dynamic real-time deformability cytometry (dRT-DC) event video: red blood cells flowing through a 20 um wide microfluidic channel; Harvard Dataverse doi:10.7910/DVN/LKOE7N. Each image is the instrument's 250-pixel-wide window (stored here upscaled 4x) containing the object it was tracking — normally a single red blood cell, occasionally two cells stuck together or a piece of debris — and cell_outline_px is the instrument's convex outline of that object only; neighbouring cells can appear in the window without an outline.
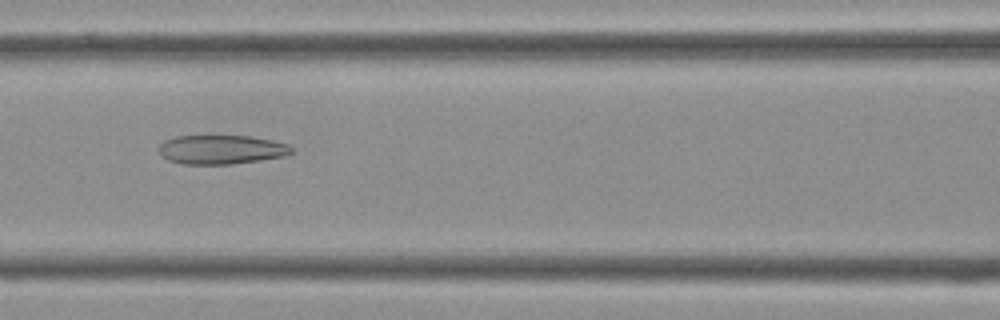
{"species": "Egyptian fruit bat (a non-hibernating species)", "species_latin": "Rousettus aegyptiacus", "temperature_condition": "cold", "stored_images_in_passage": 29, "camera_frame_rate_fps": 3000, "um_per_image_px": 0.085, "frame": {"image": 1, "passage_image": 6, "time_ms": 1.667, "image_size_px": [1000, 320], "cell_outline_px": [[292, 152], [284, 156], [232, 164], [184, 164], [168, 160], [160, 152], [160, 144], [164, 140], [176, 136], [252, 136], [272, 140], [288, 144], [292, 148]], "centroid_in_image_um": [18.82, 12.71], "position_along_channel_um": 147.8, "area_um2": 22.31}}
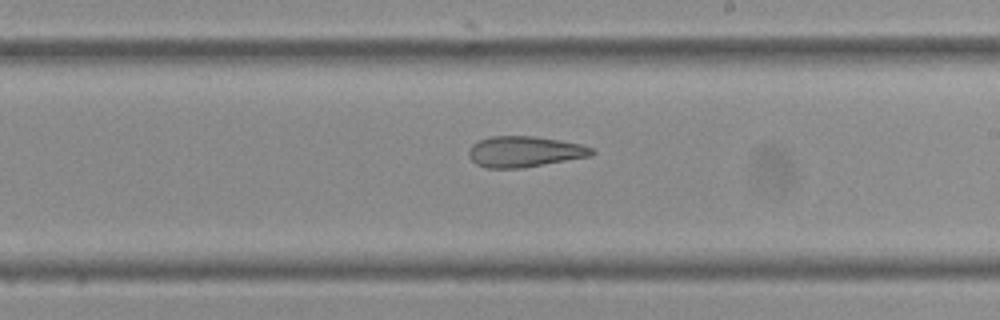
{"frame": {"image": 2, "passage_image": 12, "time_ms": 3.667, "image_size_px": [1000, 320], "cell_outline_px": [[596, 152], [592, 156], [524, 168], [488, 168], [476, 164], [468, 156], [468, 148], [472, 144], [480, 140], [492, 136], [532, 136], [584, 144], [592, 148]], "centroid_in_image_um": [44.6, 12.89], "position_along_channel_um": 244.4, "area_um2": 22.31}}
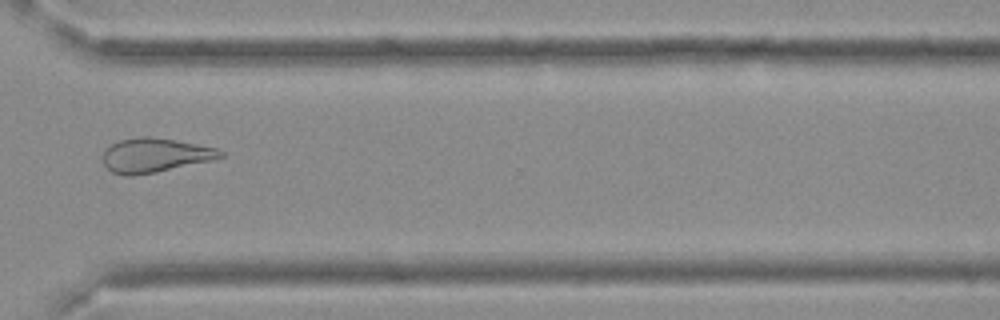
{"frame": {"image": 3, "passage_image": 19, "time_ms": 6.0, "image_size_px": [1000, 320], "cell_outline_px": [[224, 156], [212, 160], [156, 172], [132, 176], [124, 176], [112, 172], [104, 164], [104, 152], [112, 144], [120, 140], [140, 136], [148, 136], [172, 140], [216, 148], [224, 152]], "centroid_in_image_um": [13.16, 13.21], "position_along_channel_um": 357.4, "area_um2": 23.06}}